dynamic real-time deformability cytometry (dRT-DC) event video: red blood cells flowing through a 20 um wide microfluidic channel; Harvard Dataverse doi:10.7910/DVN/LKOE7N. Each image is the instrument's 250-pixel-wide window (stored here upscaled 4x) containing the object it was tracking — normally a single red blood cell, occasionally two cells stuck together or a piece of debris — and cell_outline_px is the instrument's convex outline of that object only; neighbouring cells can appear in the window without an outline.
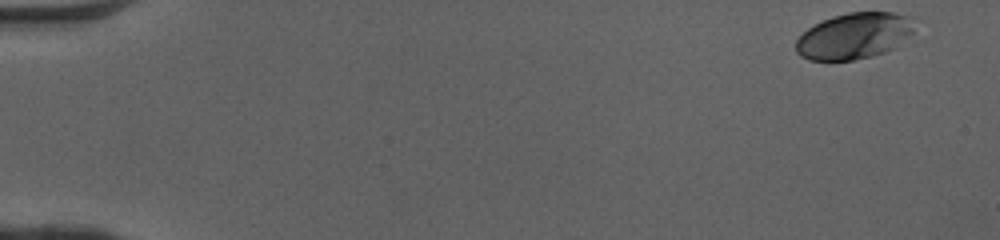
{"species": "human", "species_latin": "Homo sapiens", "temperature_condition": "cold", "stored_images_in_passage": 49, "camera_frame_rate_fps": 3000, "um_per_image_px": 0.085, "donor": {"sex": "female"}, "frame": {"image": 1, "passage_image": 1, "time_ms": 0.0, "image_size_px": [1000, 240], "cell_outline_px": [[912, 32], [896, 48], [872, 56], [852, 60], [808, 60], [800, 56], [796, 52], [796, 40], [808, 28], [832, 16], [848, 12], [892, 12], [904, 16], [912, 28]], "centroid_in_image_um": [72.53, 3.07], "position_along_channel_um": 12.5, "area_um2": 31.33}}
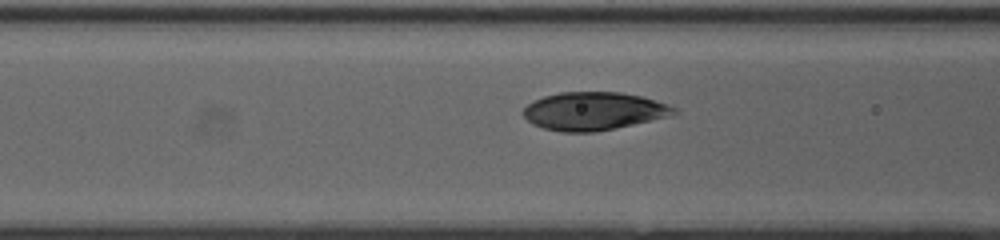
{"frame": {"image": 2, "passage_image": 20, "time_ms": 6.333, "image_size_px": [1000, 240], "cell_outline_px": [[680, 112], [672, 116], [616, 128], [596, 132], [560, 132], [544, 128], [532, 124], [520, 112], [528, 104], [544, 96], [560, 92], [620, 92], [640, 96], [668, 104], [676, 108]], "centroid_in_image_um": [50.48, 9.45], "position_along_channel_um": 116.1, "area_um2": 33.58}}
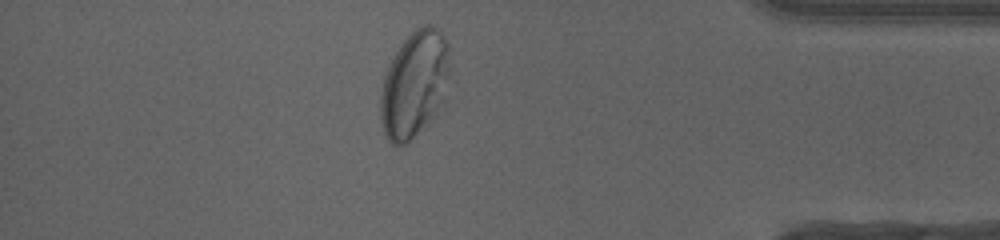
{"frame": {"image": 3, "passage_image": 43, "time_ms": 14.0, "image_size_px": [1000, 240], "cell_outline_px": [[448, 76], [444, 96], [432, 116], [400, 148], [392, 144], [388, 140], [384, 132], [380, 116], [380, 96], [384, 76], [388, 64], [400, 44], [416, 28], [424, 24], [432, 24], [440, 28], [448, 44]], "centroid_in_image_um": [35.19, 7.09], "position_along_channel_um": 400.0, "area_um2": 42.43}, "authors_computed_cell_mechanics": {"area_um2": 33.235, "velocity_mm_per_s": 4.0711, "shape_relaxation_time_tau1_ms": 5.7345, "shape_relaxation_time_tau2_ms": null, "deformation_change_tau1": 0.1827, "deformation_change_tau2": null}}